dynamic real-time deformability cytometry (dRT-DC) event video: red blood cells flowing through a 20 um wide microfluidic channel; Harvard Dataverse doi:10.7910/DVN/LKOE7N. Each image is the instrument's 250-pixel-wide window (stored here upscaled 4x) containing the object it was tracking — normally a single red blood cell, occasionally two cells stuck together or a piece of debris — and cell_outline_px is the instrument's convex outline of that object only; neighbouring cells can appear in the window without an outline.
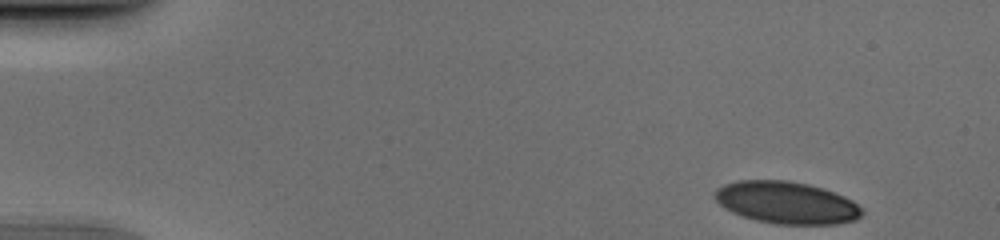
{"species": "human", "species_latin": "Homo sapiens", "temperature_condition": "cold", "stored_images_in_passage": 47, "camera_frame_rate_fps": 3000, "um_per_image_px": 0.085, "donor": {"sex": "male"}, "frame": {"image": 1, "passage_image": 1, "time_ms": 0.0, "image_size_px": [1000, 240], "cell_outline_px": [[864, 212], [856, 220], [836, 224], [776, 224], [756, 220], [732, 212], [724, 208], [716, 200], [716, 188], [724, 184], [740, 180], [788, 180], [808, 184], [824, 188], [836, 192], [852, 200]], "centroid_in_image_um": [66.87, 17.22], "position_along_channel_um": 18.1, "area_um2": 36.13}}
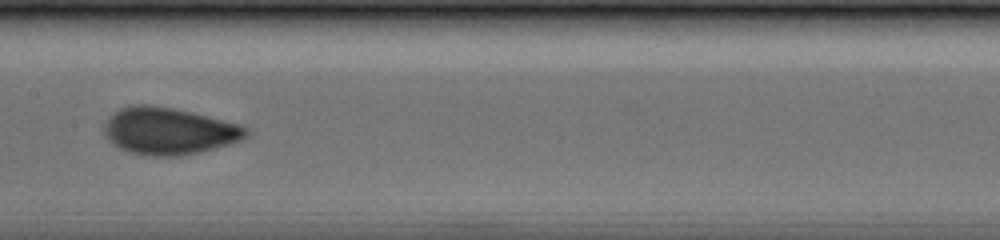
{"frame": {"image": 2, "passage_image": 23, "time_ms": 7.333, "image_size_px": [1000, 240], "cell_outline_px": [[252, 132], [248, 136], [240, 140], [228, 144], [200, 152], [180, 156], [152, 156], [132, 152], [120, 148], [112, 144], [108, 140], [104, 132], [104, 124], [120, 108], [132, 104], [148, 104], [172, 108], [192, 112], [240, 124], [248, 128]], "centroid_in_image_um": [14.38, 11.13], "position_along_channel_um": 193.0, "area_um2": 38.78}}
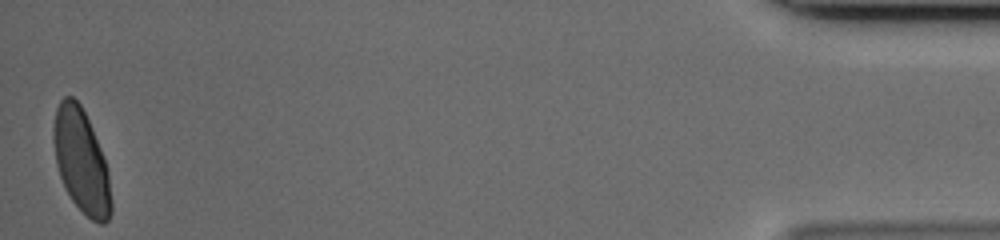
{"frame": {"image": 3, "passage_image": 47, "time_ms": 15.333, "image_size_px": [1000, 240], "cell_outline_px": [[112, 212], [108, 220], [104, 224], [100, 224], [92, 220], [72, 200], [64, 188], [56, 164], [52, 140], [52, 128], [56, 108], [60, 100], [64, 96], [72, 96], [80, 104], [92, 128], [104, 156], [108, 172], [112, 200]], "centroid_in_image_um": [6.9, 13.68], "position_along_channel_um": 428.3, "area_um2": 35.03}}